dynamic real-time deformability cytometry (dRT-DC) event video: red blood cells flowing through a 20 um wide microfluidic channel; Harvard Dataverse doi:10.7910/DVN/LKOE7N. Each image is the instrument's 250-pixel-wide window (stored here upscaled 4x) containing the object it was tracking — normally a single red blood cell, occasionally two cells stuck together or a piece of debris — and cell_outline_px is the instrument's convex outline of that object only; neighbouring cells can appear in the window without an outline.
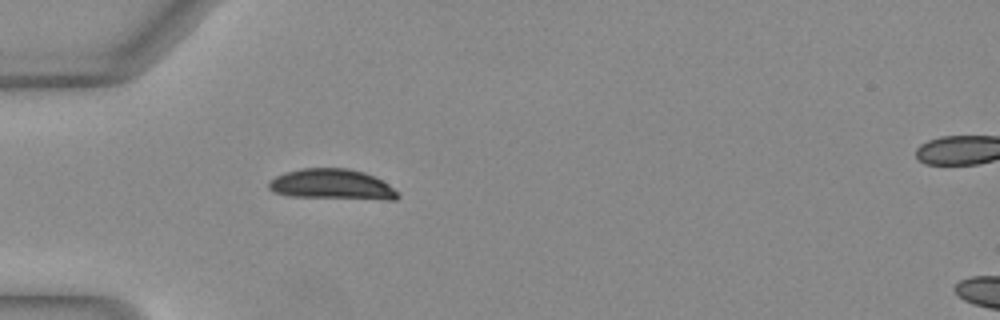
{"species": "Egyptian fruit bat (a non-hibernating species)", "species_latin": "Rousettus aegyptiacus", "temperature_condition": "warm", "stored_images_in_passage": 30, "camera_frame_rate_fps": 3000, "um_per_image_px": 0.085, "animal": {"sex": "female"}, "frame": {"image": 1, "passage_image": 1, "time_ms": 0.0, "image_size_px": [1000, 320], "cell_outline_px": [[400, 196], [396, 200], [388, 200], [288, 196], [272, 192], [268, 188], [268, 184], [276, 176], [284, 172], [300, 168], [348, 168], [364, 172], [388, 184]], "centroid_in_image_um": [28.19, 15.68], "position_along_channel_um": 56.8, "area_um2": 22.89}}
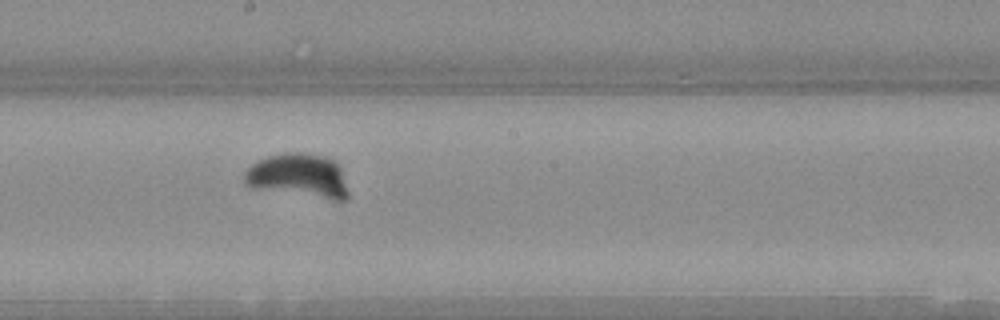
{"frame": {"image": 2, "passage_image": 14, "time_ms": 4.333, "image_size_px": [1000, 320], "cell_outline_px": [[348, 196], [344, 200], [332, 200], [256, 188], [244, 184], [244, 172], [256, 160], [268, 156], [284, 152], [304, 152], [324, 156], [332, 160], [340, 168], [348, 192]], "centroid_in_image_um": [25.34, 14.93], "position_along_channel_um": 222.9, "area_um2": 26.59}}
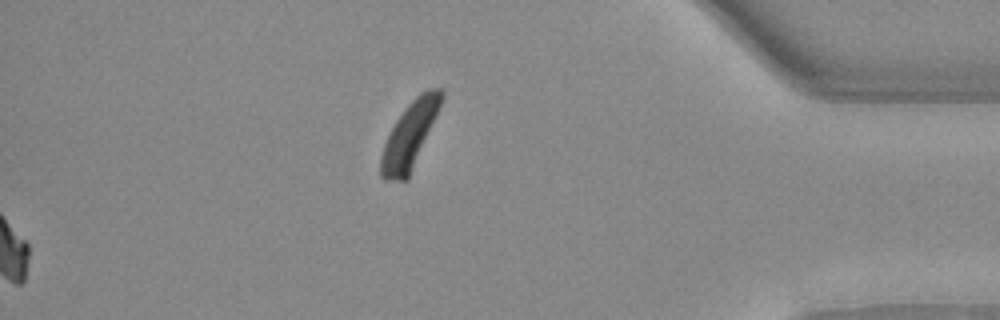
{"frame": {"image": 3, "passage_image": 30, "time_ms": 9.667, "image_size_px": [1000, 320], "cell_outline_px": [[444, 96], [408, 180], [384, 180], [380, 176], [380, 156], [384, 144], [396, 120], [404, 108], [420, 92], [428, 88], [440, 88], [444, 92]], "centroid_in_image_um": [34.8, 11.49], "position_along_channel_um": 400.4, "area_um2": 22.89}}